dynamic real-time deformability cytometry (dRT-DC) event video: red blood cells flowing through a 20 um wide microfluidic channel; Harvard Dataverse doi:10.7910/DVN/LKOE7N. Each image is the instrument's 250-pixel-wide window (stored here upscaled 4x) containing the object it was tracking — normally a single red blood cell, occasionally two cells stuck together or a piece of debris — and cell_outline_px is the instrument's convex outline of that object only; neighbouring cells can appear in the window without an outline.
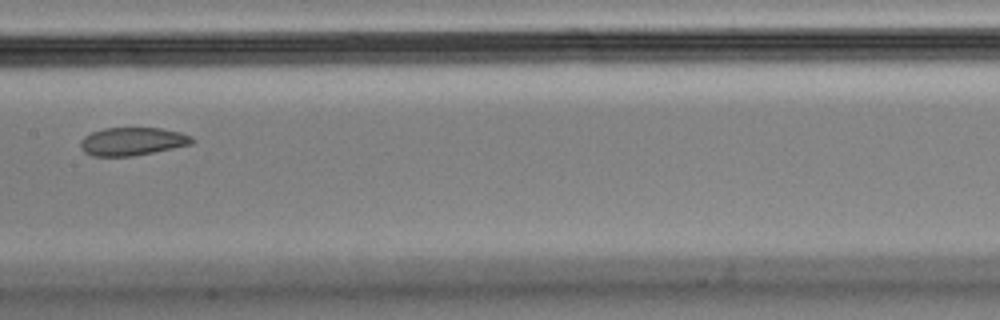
{"species": "Egyptian fruit bat (a non-hibernating species)", "species_latin": "Rousettus aegyptiacus", "temperature_condition": "cold", "stored_images_in_passage": 9, "camera_frame_rate_fps": 3000, "um_per_image_px": 0.085, "animal": {"sex": "male"}, "frame": {"image": 1, "passage_image": 8, "time_ms": 2.333, "image_size_px": [1000, 320], "cell_outline_px": [[196, 140], [192, 144], [132, 156], [92, 156], [84, 152], [80, 148], [80, 140], [84, 136], [92, 132], [104, 128], [160, 128], [180, 132], [192, 136]], "centroid_in_image_um": [11.24, 12.02], "position_along_channel_um": 196.2, "area_um2": 18.26}}
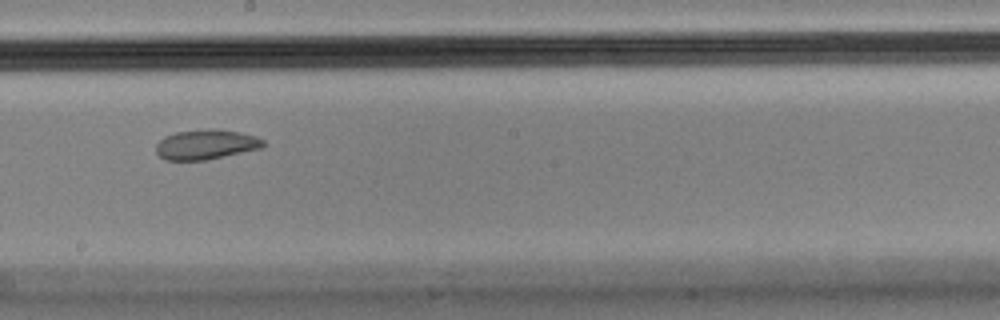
{"frame": {"image": 2, "passage_image": 9, "time_ms": 2.667, "image_size_px": [1000, 320], "cell_outline_px": [[264, 148], [208, 160], [164, 160], [156, 152], [156, 144], [164, 136], [176, 132], [208, 128], [216, 128], [256, 136], [264, 140]], "centroid_in_image_um": [17.52, 12.28], "position_along_channel_um": 230.7, "area_um2": 18.9}}